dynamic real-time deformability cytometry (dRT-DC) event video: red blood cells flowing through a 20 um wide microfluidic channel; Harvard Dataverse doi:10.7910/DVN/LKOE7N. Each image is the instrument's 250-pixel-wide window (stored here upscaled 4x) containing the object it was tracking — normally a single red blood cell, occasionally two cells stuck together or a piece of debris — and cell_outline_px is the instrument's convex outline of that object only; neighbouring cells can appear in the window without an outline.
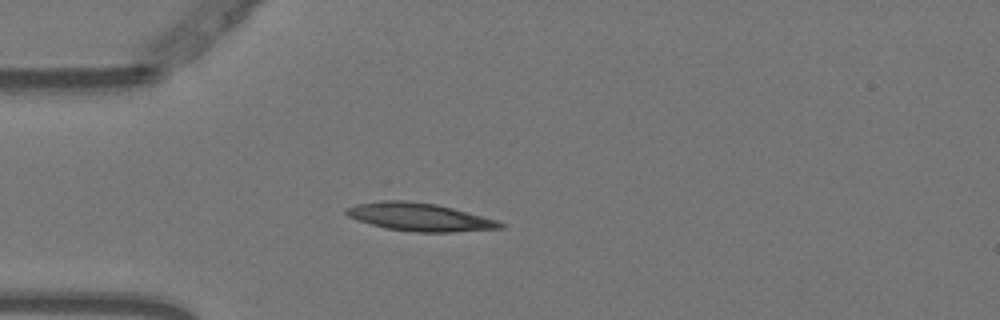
{"species": "Egyptian fruit bat (a non-hibernating species)", "species_latin": "Rousettus aegyptiacus", "temperature_condition": "warm", "stored_images_in_passage": 25, "camera_frame_rate_fps": 3000, "um_per_image_px": 0.085, "animal": {"sex": "female"}, "frame": {"image": 1, "passage_image": 1, "time_ms": 0.0, "image_size_px": [1000, 320], "cell_outline_px": [[504, 228], [452, 232], [416, 232], [388, 228], [372, 224], [348, 216], [344, 212], [344, 208], [356, 204], [380, 200], [404, 200], [436, 204], [468, 212], [496, 220], [504, 224]], "centroid_in_image_um": [35.65, 18.44], "position_along_channel_um": 49.4, "area_um2": 24.85}}
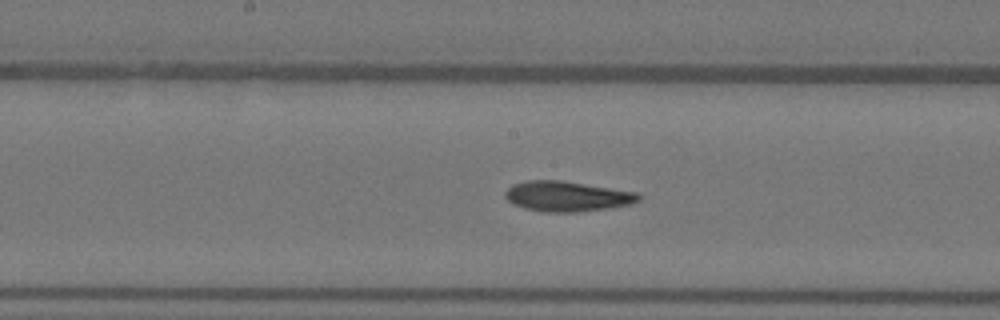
{"frame": {"image": 2, "passage_image": 14, "time_ms": 4.333, "image_size_px": [1000, 320], "cell_outline_px": [[640, 200], [632, 204], [608, 208], [576, 212], [544, 212], [524, 208], [508, 200], [504, 196], [504, 192], [512, 184], [528, 180], [560, 180], [636, 192], [640, 196]], "centroid_in_image_um": [48.18, 16.68], "position_along_channel_um": 200.0, "area_um2": 23.35}}
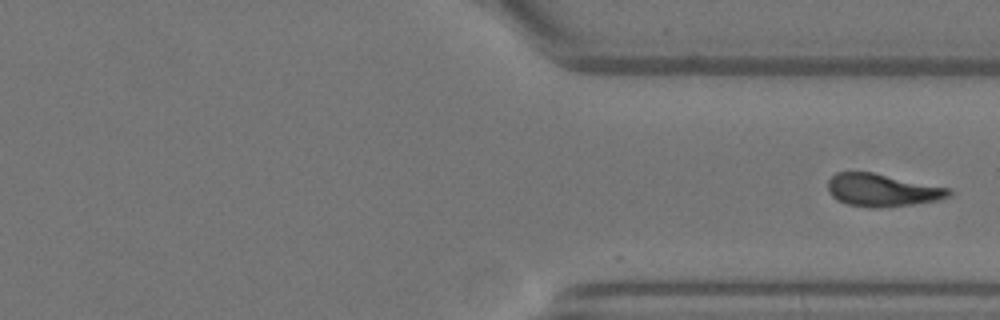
{"frame": {"image": 3, "passage_image": 25, "time_ms": 8.0, "image_size_px": [1000, 320], "cell_outline_px": [[952, 192], [948, 196], [940, 200], [912, 204], [880, 208], [872, 208], [848, 204], [832, 196], [828, 192], [828, 180], [836, 172], [872, 172], [952, 188]], "centroid_in_image_um": [75.01, 16.16], "position_along_channel_um": 336.4, "area_um2": 23.06}}